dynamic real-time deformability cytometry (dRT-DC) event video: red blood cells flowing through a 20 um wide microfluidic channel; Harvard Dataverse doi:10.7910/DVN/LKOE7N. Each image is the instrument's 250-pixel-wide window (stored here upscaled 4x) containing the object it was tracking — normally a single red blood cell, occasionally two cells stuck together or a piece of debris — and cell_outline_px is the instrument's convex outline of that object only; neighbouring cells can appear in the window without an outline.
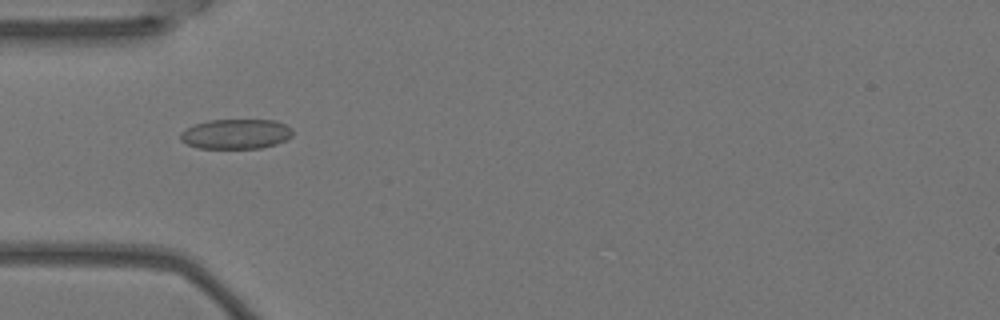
{"species": "Egyptian fruit bat (a non-hibernating species)", "species_latin": "Rousettus aegyptiacus", "temperature_condition": "warm", "stored_images_in_passage": 5, "camera_frame_rate_fps": 3000, "um_per_image_px": 0.085, "animal": {"sex": "female"}, "frame": {"image": 1, "passage_image": 5, "time_ms": 1.333, "image_size_px": [1000, 320], "cell_outline_px": [[292, 136], [288, 140], [276, 144], [260, 148], [196, 148], [180, 140], [180, 132], [196, 124], [208, 120], [276, 120], [292, 128]], "centroid_in_image_um": [20.08, 11.39], "position_along_channel_um": 64.9, "area_um2": 19.59}}